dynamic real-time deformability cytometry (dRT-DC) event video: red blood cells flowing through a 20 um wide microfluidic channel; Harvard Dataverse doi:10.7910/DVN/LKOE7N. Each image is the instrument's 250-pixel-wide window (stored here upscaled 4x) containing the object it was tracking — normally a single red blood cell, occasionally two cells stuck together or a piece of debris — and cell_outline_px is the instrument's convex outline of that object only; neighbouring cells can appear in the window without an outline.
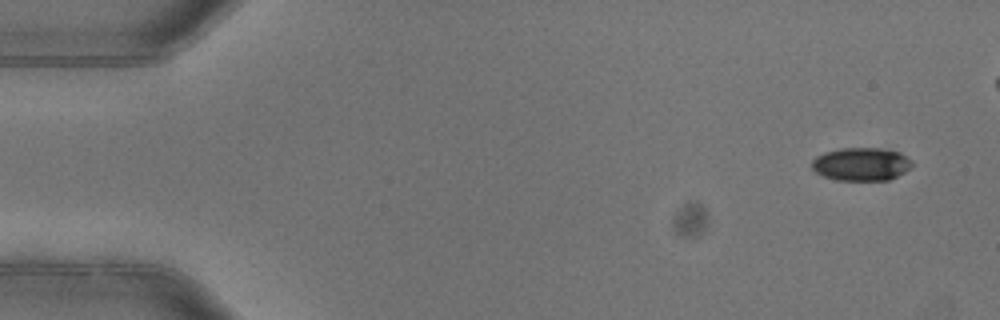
{"species": "common noctule bat (a hibernating species)", "species_latin": "Nyctalus noctula", "temperature_condition": "warm", "stored_images_in_passage": 5, "camera_frame_rate_fps": 3000, "um_per_image_px": 0.085, "animal": {"sex": "female"}, "frame": {"image": 1, "passage_image": 1, "time_ms": 0.0, "image_size_px": [1000, 320], "cell_outline_px": [[912, 164], [904, 172], [888, 180], [836, 180], [824, 176], [816, 172], [812, 168], [812, 160], [816, 156], [824, 152], [840, 148], [880, 148], [900, 152], [912, 160]], "centroid_in_image_um": [73.19, 13.94], "position_along_channel_um": 11.8, "area_um2": 19.31}}